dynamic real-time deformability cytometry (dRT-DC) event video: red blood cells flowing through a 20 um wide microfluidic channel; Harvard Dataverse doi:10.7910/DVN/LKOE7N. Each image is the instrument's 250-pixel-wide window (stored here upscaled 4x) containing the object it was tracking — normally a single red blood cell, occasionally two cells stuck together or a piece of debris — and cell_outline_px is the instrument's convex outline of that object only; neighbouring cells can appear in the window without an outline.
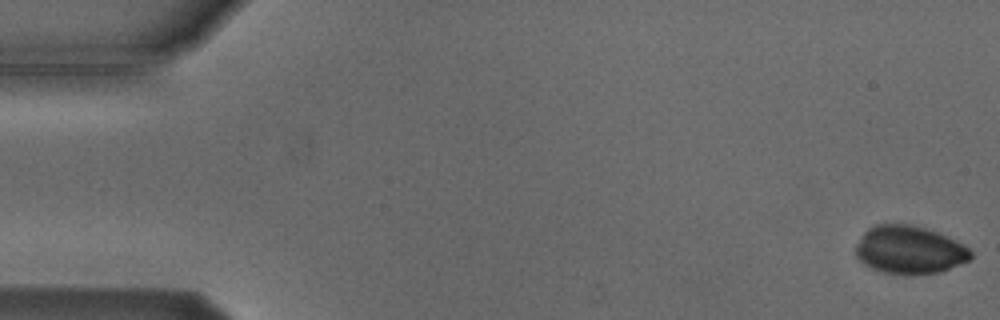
{"species": "Egyptian fruit bat (a non-hibernating species)", "species_latin": "Rousettus aegyptiacus", "temperature_condition": "cold", "stored_images_in_passage": 5, "camera_frame_rate_fps": 3000, "um_per_image_px": 0.085, "animal": {"sex": "male"}, "frame": {"image": 1, "passage_image": 1, "time_ms": 0.0, "image_size_px": [1000, 320], "cell_outline_px": [[972, 256], [968, 260], [940, 272], [912, 276], [884, 272], [872, 268], [864, 264], [856, 256], [856, 244], [864, 232], [868, 228], [876, 224], [908, 224], [924, 228], [936, 232], [964, 244], [972, 252]], "centroid_in_image_um": [77.28, 21.25], "position_along_channel_um": 7.7, "area_um2": 32.14}}